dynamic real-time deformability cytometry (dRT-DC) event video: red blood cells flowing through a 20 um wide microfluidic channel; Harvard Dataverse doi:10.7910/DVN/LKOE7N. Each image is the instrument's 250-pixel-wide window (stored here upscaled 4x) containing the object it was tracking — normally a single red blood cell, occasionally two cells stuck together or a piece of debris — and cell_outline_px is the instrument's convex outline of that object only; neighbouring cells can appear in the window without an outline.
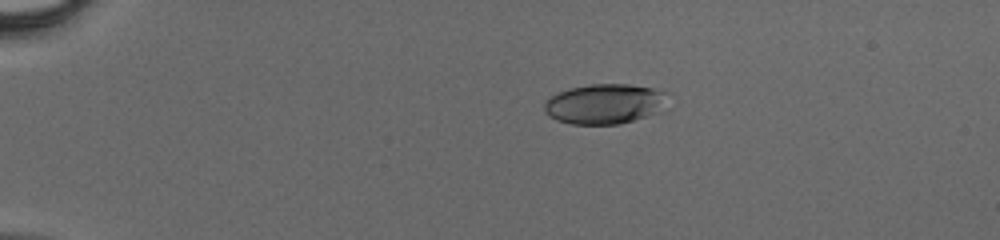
{"species": "human", "species_latin": "Homo sapiens", "temperature_condition": "cold", "stored_images_in_passage": 39, "camera_frame_rate_fps": 3000, "um_per_image_px": 0.085, "donor": {"sex": "male"}, "frame": {"image": 1, "passage_image": 3, "time_ms": 0.667, "image_size_px": [1000, 240], "cell_outline_px": [[664, 92], [652, 112], [644, 116], [620, 124], [572, 124], [556, 120], [548, 116], [544, 112], [544, 100], [560, 92], [572, 88], [588, 84], [628, 84], [652, 88]], "centroid_in_image_um": [51.19, 8.83], "position_along_channel_um": 33.8, "area_um2": 27.63}}
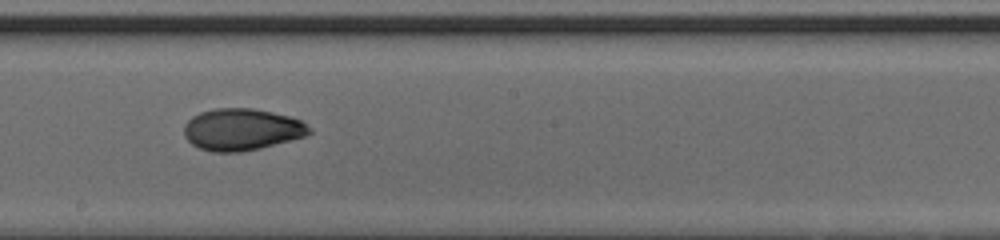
{"frame": {"image": 2, "passage_image": 21, "time_ms": 6.667, "image_size_px": [1000, 240], "cell_outline_px": [[312, 132], [304, 136], [260, 148], [240, 152], [212, 152], [200, 148], [192, 144], [184, 136], [184, 124], [192, 116], [200, 112], [216, 108], [252, 108], [272, 112], [288, 116], [300, 120], [312, 128]], "centroid_in_image_um": [20.53, 11.0], "position_along_channel_um": 227.7, "area_um2": 30.46}}
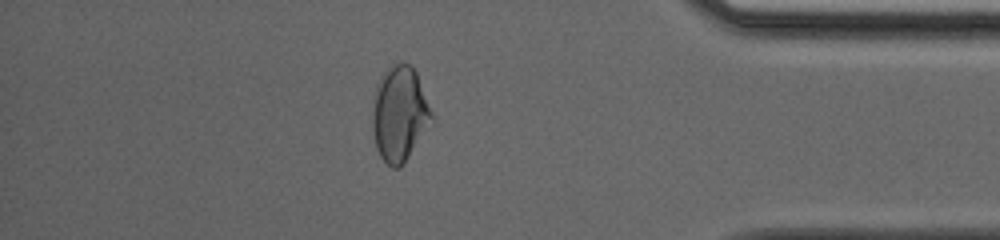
{"frame": {"image": 3, "passage_image": 34, "time_ms": 11.0, "image_size_px": [1000, 240], "cell_outline_px": [[432, 116], [404, 164], [400, 168], [392, 168], [380, 156], [376, 148], [372, 128], [372, 100], [376, 84], [384, 72], [392, 64], [408, 64], [416, 72], [432, 112]], "centroid_in_image_um": [33.9, 9.67], "position_along_channel_um": 401.3, "area_um2": 32.19}}